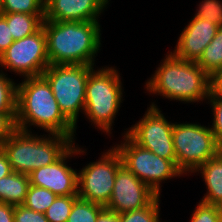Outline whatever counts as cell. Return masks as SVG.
Instances as JSON below:
<instances>
[{
    "label": "cell",
    "instance_id": "4316f807",
    "mask_svg": "<svg viewBox=\"0 0 222 222\" xmlns=\"http://www.w3.org/2000/svg\"><path fill=\"white\" fill-rule=\"evenodd\" d=\"M195 208L191 222H222L218 205L206 204L201 201Z\"/></svg>",
    "mask_w": 222,
    "mask_h": 222
},
{
    "label": "cell",
    "instance_id": "d4e9b609",
    "mask_svg": "<svg viewBox=\"0 0 222 222\" xmlns=\"http://www.w3.org/2000/svg\"><path fill=\"white\" fill-rule=\"evenodd\" d=\"M3 13L45 14V0H2Z\"/></svg>",
    "mask_w": 222,
    "mask_h": 222
},
{
    "label": "cell",
    "instance_id": "83f0119b",
    "mask_svg": "<svg viewBox=\"0 0 222 222\" xmlns=\"http://www.w3.org/2000/svg\"><path fill=\"white\" fill-rule=\"evenodd\" d=\"M207 100L210 102L214 116L211 130L215 134L218 143L222 146V97L211 93Z\"/></svg>",
    "mask_w": 222,
    "mask_h": 222
},
{
    "label": "cell",
    "instance_id": "836d02e7",
    "mask_svg": "<svg viewBox=\"0 0 222 222\" xmlns=\"http://www.w3.org/2000/svg\"><path fill=\"white\" fill-rule=\"evenodd\" d=\"M12 171L7 155L0 147V178L9 175Z\"/></svg>",
    "mask_w": 222,
    "mask_h": 222
},
{
    "label": "cell",
    "instance_id": "9c48e42d",
    "mask_svg": "<svg viewBox=\"0 0 222 222\" xmlns=\"http://www.w3.org/2000/svg\"><path fill=\"white\" fill-rule=\"evenodd\" d=\"M120 153L113 146L96 162L78 171V197L106 206L111 198L116 173L122 165Z\"/></svg>",
    "mask_w": 222,
    "mask_h": 222
},
{
    "label": "cell",
    "instance_id": "ffe728a7",
    "mask_svg": "<svg viewBox=\"0 0 222 222\" xmlns=\"http://www.w3.org/2000/svg\"><path fill=\"white\" fill-rule=\"evenodd\" d=\"M104 206L78 198L71 209L67 222H96Z\"/></svg>",
    "mask_w": 222,
    "mask_h": 222
},
{
    "label": "cell",
    "instance_id": "8d00e7d4",
    "mask_svg": "<svg viewBox=\"0 0 222 222\" xmlns=\"http://www.w3.org/2000/svg\"><path fill=\"white\" fill-rule=\"evenodd\" d=\"M218 207H219L220 215L222 216V202L218 204Z\"/></svg>",
    "mask_w": 222,
    "mask_h": 222
},
{
    "label": "cell",
    "instance_id": "2e32d148",
    "mask_svg": "<svg viewBox=\"0 0 222 222\" xmlns=\"http://www.w3.org/2000/svg\"><path fill=\"white\" fill-rule=\"evenodd\" d=\"M200 172L207 188L202 202L218 205L222 202V150L211 159L207 160L196 171Z\"/></svg>",
    "mask_w": 222,
    "mask_h": 222
},
{
    "label": "cell",
    "instance_id": "3957f363",
    "mask_svg": "<svg viewBox=\"0 0 222 222\" xmlns=\"http://www.w3.org/2000/svg\"><path fill=\"white\" fill-rule=\"evenodd\" d=\"M161 63L146 82L149 93L187 103L208 99L211 77L196 62L177 58L171 51Z\"/></svg>",
    "mask_w": 222,
    "mask_h": 222
},
{
    "label": "cell",
    "instance_id": "484cf974",
    "mask_svg": "<svg viewBox=\"0 0 222 222\" xmlns=\"http://www.w3.org/2000/svg\"><path fill=\"white\" fill-rule=\"evenodd\" d=\"M194 17L207 19L219 27L222 26V2L220 0H203Z\"/></svg>",
    "mask_w": 222,
    "mask_h": 222
},
{
    "label": "cell",
    "instance_id": "7a4b0ae2",
    "mask_svg": "<svg viewBox=\"0 0 222 222\" xmlns=\"http://www.w3.org/2000/svg\"><path fill=\"white\" fill-rule=\"evenodd\" d=\"M100 27L99 21L44 20L49 64L94 66L101 47Z\"/></svg>",
    "mask_w": 222,
    "mask_h": 222
},
{
    "label": "cell",
    "instance_id": "8992f818",
    "mask_svg": "<svg viewBox=\"0 0 222 222\" xmlns=\"http://www.w3.org/2000/svg\"><path fill=\"white\" fill-rule=\"evenodd\" d=\"M93 69L92 65L61 64L49 65L42 73L60 110L75 127L79 113L84 114L86 84Z\"/></svg>",
    "mask_w": 222,
    "mask_h": 222
},
{
    "label": "cell",
    "instance_id": "e0dca14e",
    "mask_svg": "<svg viewBox=\"0 0 222 222\" xmlns=\"http://www.w3.org/2000/svg\"><path fill=\"white\" fill-rule=\"evenodd\" d=\"M30 186L29 175L11 172L0 178V202L23 205Z\"/></svg>",
    "mask_w": 222,
    "mask_h": 222
},
{
    "label": "cell",
    "instance_id": "7c38bea8",
    "mask_svg": "<svg viewBox=\"0 0 222 222\" xmlns=\"http://www.w3.org/2000/svg\"><path fill=\"white\" fill-rule=\"evenodd\" d=\"M158 195L123 164L116 173L114 188L106 209L121 214L148 206Z\"/></svg>",
    "mask_w": 222,
    "mask_h": 222
},
{
    "label": "cell",
    "instance_id": "d590c367",
    "mask_svg": "<svg viewBox=\"0 0 222 222\" xmlns=\"http://www.w3.org/2000/svg\"><path fill=\"white\" fill-rule=\"evenodd\" d=\"M3 15L2 0H0V16Z\"/></svg>",
    "mask_w": 222,
    "mask_h": 222
},
{
    "label": "cell",
    "instance_id": "e575fe53",
    "mask_svg": "<svg viewBox=\"0 0 222 222\" xmlns=\"http://www.w3.org/2000/svg\"><path fill=\"white\" fill-rule=\"evenodd\" d=\"M96 222H120V214L105 208L98 215Z\"/></svg>",
    "mask_w": 222,
    "mask_h": 222
},
{
    "label": "cell",
    "instance_id": "5bb4252c",
    "mask_svg": "<svg viewBox=\"0 0 222 222\" xmlns=\"http://www.w3.org/2000/svg\"><path fill=\"white\" fill-rule=\"evenodd\" d=\"M218 28V25L207 19L193 17L180 34L172 53L177 58L196 62L215 37Z\"/></svg>",
    "mask_w": 222,
    "mask_h": 222
},
{
    "label": "cell",
    "instance_id": "f546056e",
    "mask_svg": "<svg viewBox=\"0 0 222 222\" xmlns=\"http://www.w3.org/2000/svg\"><path fill=\"white\" fill-rule=\"evenodd\" d=\"M14 222H48L45 213L36 212L24 205L14 207Z\"/></svg>",
    "mask_w": 222,
    "mask_h": 222
},
{
    "label": "cell",
    "instance_id": "cb8c5ba5",
    "mask_svg": "<svg viewBox=\"0 0 222 222\" xmlns=\"http://www.w3.org/2000/svg\"><path fill=\"white\" fill-rule=\"evenodd\" d=\"M159 198L160 196H157L143 209L121 213L120 222H160Z\"/></svg>",
    "mask_w": 222,
    "mask_h": 222
},
{
    "label": "cell",
    "instance_id": "603a6c76",
    "mask_svg": "<svg viewBox=\"0 0 222 222\" xmlns=\"http://www.w3.org/2000/svg\"><path fill=\"white\" fill-rule=\"evenodd\" d=\"M78 198V195L57 196L45 212L48 222H67L72 206Z\"/></svg>",
    "mask_w": 222,
    "mask_h": 222
},
{
    "label": "cell",
    "instance_id": "4dcf8cb0",
    "mask_svg": "<svg viewBox=\"0 0 222 222\" xmlns=\"http://www.w3.org/2000/svg\"><path fill=\"white\" fill-rule=\"evenodd\" d=\"M14 42L6 19L0 16V56Z\"/></svg>",
    "mask_w": 222,
    "mask_h": 222
},
{
    "label": "cell",
    "instance_id": "6da1fadb",
    "mask_svg": "<svg viewBox=\"0 0 222 222\" xmlns=\"http://www.w3.org/2000/svg\"><path fill=\"white\" fill-rule=\"evenodd\" d=\"M23 80L17 84V129L29 132L33 125L73 141L76 127L60 110L48 81L42 75Z\"/></svg>",
    "mask_w": 222,
    "mask_h": 222
},
{
    "label": "cell",
    "instance_id": "9a60e30c",
    "mask_svg": "<svg viewBox=\"0 0 222 222\" xmlns=\"http://www.w3.org/2000/svg\"><path fill=\"white\" fill-rule=\"evenodd\" d=\"M109 0H45L44 20L99 21Z\"/></svg>",
    "mask_w": 222,
    "mask_h": 222
},
{
    "label": "cell",
    "instance_id": "8fae6325",
    "mask_svg": "<svg viewBox=\"0 0 222 222\" xmlns=\"http://www.w3.org/2000/svg\"><path fill=\"white\" fill-rule=\"evenodd\" d=\"M144 117L125 133L139 146L155 155L171 160L177 166L173 144V125L168 122L154 102Z\"/></svg>",
    "mask_w": 222,
    "mask_h": 222
},
{
    "label": "cell",
    "instance_id": "7402d4cb",
    "mask_svg": "<svg viewBox=\"0 0 222 222\" xmlns=\"http://www.w3.org/2000/svg\"><path fill=\"white\" fill-rule=\"evenodd\" d=\"M17 83L0 72V113H17Z\"/></svg>",
    "mask_w": 222,
    "mask_h": 222
},
{
    "label": "cell",
    "instance_id": "ac0fdd59",
    "mask_svg": "<svg viewBox=\"0 0 222 222\" xmlns=\"http://www.w3.org/2000/svg\"><path fill=\"white\" fill-rule=\"evenodd\" d=\"M8 26L11 35L15 40H20L37 32L44 22L45 14H27V13H3L2 15Z\"/></svg>",
    "mask_w": 222,
    "mask_h": 222
},
{
    "label": "cell",
    "instance_id": "277c9868",
    "mask_svg": "<svg viewBox=\"0 0 222 222\" xmlns=\"http://www.w3.org/2000/svg\"><path fill=\"white\" fill-rule=\"evenodd\" d=\"M40 136L17 129L2 145L13 172L28 175L35 169L51 165L75 144L68 136Z\"/></svg>",
    "mask_w": 222,
    "mask_h": 222
},
{
    "label": "cell",
    "instance_id": "d6986e66",
    "mask_svg": "<svg viewBox=\"0 0 222 222\" xmlns=\"http://www.w3.org/2000/svg\"><path fill=\"white\" fill-rule=\"evenodd\" d=\"M196 63L211 77L222 68V26Z\"/></svg>",
    "mask_w": 222,
    "mask_h": 222
},
{
    "label": "cell",
    "instance_id": "f1b7e54d",
    "mask_svg": "<svg viewBox=\"0 0 222 222\" xmlns=\"http://www.w3.org/2000/svg\"><path fill=\"white\" fill-rule=\"evenodd\" d=\"M16 130V113H0V147Z\"/></svg>",
    "mask_w": 222,
    "mask_h": 222
},
{
    "label": "cell",
    "instance_id": "44dd1931",
    "mask_svg": "<svg viewBox=\"0 0 222 222\" xmlns=\"http://www.w3.org/2000/svg\"><path fill=\"white\" fill-rule=\"evenodd\" d=\"M56 197V194L46 188L30 185L23 205L36 212L45 213Z\"/></svg>",
    "mask_w": 222,
    "mask_h": 222
},
{
    "label": "cell",
    "instance_id": "1f68e13d",
    "mask_svg": "<svg viewBox=\"0 0 222 222\" xmlns=\"http://www.w3.org/2000/svg\"><path fill=\"white\" fill-rule=\"evenodd\" d=\"M14 205L0 202V222H14Z\"/></svg>",
    "mask_w": 222,
    "mask_h": 222
},
{
    "label": "cell",
    "instance_id": "30bf717a",
    "mask_svg": "<svg viewBox=\"0 0 222 222\" xmlns=\"http://www.w3.org/2000/svg\"><path fill=\"white\" fill-rule=\"evenodd\" d=\"M43 26L35 33L15 40L0 56V66L27 77L41 76L49 66Z\"/></svg>",
    "mask_w": 222,
    "mask_h": 222
},
{
    "label": "cell",
    "instance_id": "4fadbf2b",
    "mask_svg": "<svg viewBox=\"0 0 222 222\" xmlns=\"http://www.w3.org/2000/svg\"><path fill=\"white\" fill-rule=\"evenodd\" d=\"M81 153L83 155L84 150L73 144L53 164L40 167L28 174L30 185L46 188L57 196L78 195V173L66 164V160Z\"/></svg>",
    "mask_w": 222,
    "mask_h": 222
},
{
    "label": "cell",
    "instance_id": "5b68a950",
    "mask_svg": "<svg viewBox=\"0 0 222 222\" xmlns=\"http://www.w3.org/2000/svg\"><path fill=\"white\" fill-rule=\"evenodd\" d=\"M97 70L93 69L88 76L84 113L95 127L111 134L113 119L123 101L122 82L116 68Z\"/></svg>",
    "mask_w": 222,
    "mask_h": 222
},
{
    "label": "cell",
    "instance_id": "52a82bcc",
    "mask_svg": "<svg viewBox=\"0 0 222 222\" xmlns=\"http://www.w3.org/2000/svg\"><path fill=\"white\" fill-rule=\"evenodd\" d=\"M173 144L178 169L194 173L222 150L210 127L194 123H174Z\"/></svg>",
    "mask_w": 222,
    "mask_h": 222
},
{
    "label": "cell",
    "instance_id": "d6a6232c",
    "mask_svg": "<svg viewBox=\"0 0 222 222\" xmlns=\"http://www.w3.org/2000/svg\"><path fill=\"white\" fill-rule=\"evenodd\" d=\"M211 93L222 97V68L211 76Z\"/></svg>",
    "mask_w": 222,
    "mask_h": 222
},
{
    "label": "cell",
    "instance_id": "ba28073f",
    "mask_svg": "<svg viewBox=\"0 0 222 222\" xmlns=\"http://www.w3.org/2000/svg\"><path fill=\"white\" fill-rule=\"evenodd\" d=\"M120 145L115 144L122 163L158 196L162 181L184 175L171 161L136 144L126 133Z\"/></svg>",
    "mask_w": 222,
    "mask_h": 222
}]
</instances>
